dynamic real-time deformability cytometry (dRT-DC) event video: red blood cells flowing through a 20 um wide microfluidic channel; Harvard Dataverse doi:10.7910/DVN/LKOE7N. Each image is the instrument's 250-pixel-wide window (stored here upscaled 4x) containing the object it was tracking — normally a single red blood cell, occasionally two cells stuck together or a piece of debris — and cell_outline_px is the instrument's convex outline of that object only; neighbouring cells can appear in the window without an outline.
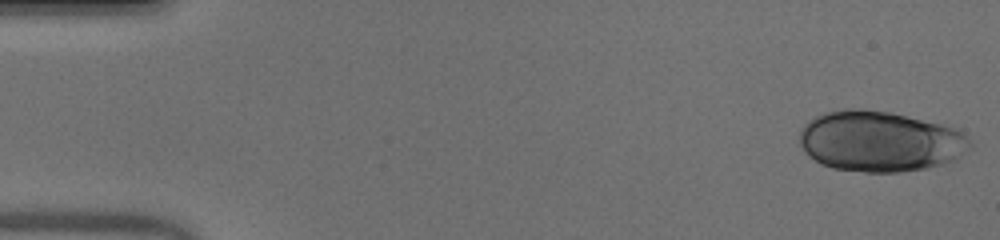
{"species": "human", "species_latin": "Homo sapiens", "temperature_condition": "warm", "stored_images_in_passage": 50, "camera_frame_rate_fps": 3000, "um_per_image_px": 0.085, "donor": {"sex": "male"}, "frame": {"image": 1, "passage_image": 1, "time_ms": 0.0, "image_size_px": [1000, 240], "cell_outline_px": [[972, 148], [956, 160], [928, 168], [900, 172], [864, 172], [832, 168], [820, 164], [808, 156], [804, 152], [800, 144], [800, 128], [808, 120], [824, 112], [844, 108], [860, 108], [888, 112], [940, 124], [952, 128], [968, 136], [972, 144]], "centroid_in_image_um": [74.77, 12.02], "position_along_channel_um": 10.2, "area_um2": 60.63}}
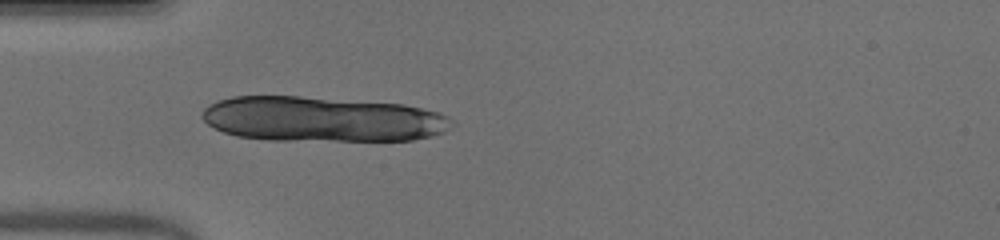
{"frame": {"image": 2, "passage_image": 15, "time_ms": 4.667, "image_size_px": [1000, 240], "cell_outline_px": [[456, 124], [444, 132], [432, 136], [412, 140], [268, 140], [236, 136], [224, 132], [208, 124], [200, 116], [204, 108], [208, 104], [216, 100], [232, 96], [300, 96], [404, 104], [440, 112], [448, 116]], "centroid_in_image_um": [27.39, 10.12], "position_along_channel_um": 57.6, "area_um2": 66.12}}